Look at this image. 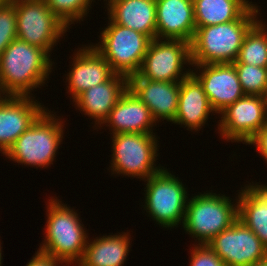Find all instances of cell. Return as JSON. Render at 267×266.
<instances>
[{"mask_svg":"<svg viewBox=\"0 0 267 266\" xmlns=\"http://www.w3.org/2000/svg\"><path fill=\"white\" fill-rule=\"evenodd\" d=\"M127 89L128 77L115 74L110 80L85 90L73 101L101 126Z\"/></svg>","mask_w":267,"mask_h":266,"instance_id":"obj_18","label":"cell"},{"mask_svg":"<svg viewBox=\"0 0 267 266\" xmlns=\"http://www.w3.org/2000/svg\"><path fill=\"white\" fill-rule=\"evenodd\" d=\"M72 65L66 78L68 92L73 100L85 90L110 80L116 74L94 45L80 49L75 54Z\"/></svg>","mask_w":267,"mask_h":266,"instance_id":"obj_17","label":"cell"},{"mask_svg":"<svg viewBox=\"0 0 267 266\" xmlns=\"http://www.w3.org/2000/svg\"><path fill=\"white\" fill-rule=\"evenodd\" d=\"M51 11L69 28L87 14L93 0H44ZM91 2V3H90ZM71 23V24H70Z\"/></svg>","mask_w":267,"mask_h":266,"instance_id":"obj_27","label":"cell"},{"mask_svg":"<svg viewBox=\"0 0 267 266\" xmlns=\"http://www.w3.org/2000/svg\"><path fill=\"white\" fill-rule=\"evenodd\" d=\"M129 234L109 235L86 243L78 266H123L129 252Z\"/></svg>","mask_w":267,"mask_h":266,"instance_id":"obj_23","label":"cell"},{"mask_svg":"<svg viewBox=\"0 0 267 266\" xmlns=\"http://www.w3.org/2000/svg\"><path fill=\"white\" fill-rule=\"evenodd\" d=\"M101 31V44L94 48L109 62L116 74L126 77L139 72L152 39L136 30L109 21Z\"/></svg>","mask_w":267,"mask_h":266,"instance_id":"obj_6","label":"cell"},{"mask_svg":"<svg viewBox=\"0 0 267 266\" xmlns=\"http://www.w3.org/2000/svg\"><path fill=\"white\" fill-rule=\"evenodd\" d=\"M12 0H0V7L10 3Z\"/></svg>","mask_w":267,"mask_h":266,"instance_id":"obj_33","label":"cell"},{"mask_svg":"<svg viewBox=\"0 0 267 266\" xmlns=\"http://www.w3.org/2000/svg\"><path fill=\"white\" fill-rule=\"evenodd\" d=\"M196 27L240 19L252 6L248 0H193Z\"/></svg>","mask_w":267,"mask_h":266,"instance_id":"obj_24","label":"cell"},{"mask_svg":"<svg viewBox=\"0 0 267 266\" xmlns=\"http://www.w3.org/2000/svg\"><path fill=\"white\" fill-rule=\"evenodd\" d=\"M1 94L4 95V93H3V91H2V89H1V87H0V102H1V101L4 99V97H5V96L2 97Z\"/></svg>","mask_w":267,"mask_h":266,"instance_id":"obj_34","label":"cell"},{"mask_svg":"<svg viewBox=\"0 0 267 266\" xmlns=\"http://www.w3.org/2000/svg\"><path fill=\"white\" fill-rule=\"evenodd\" d=\"M50 111H43L4 154L12 161L24 165L48 167L63 138L62 121Z\"/></svg>","mask_w":267,"mask_h":266,"instance_id":"obj_4","label":"cell"},{"mask_svg":"<svg viewBox=\"0 0 267 266\" xmlns=\"http://www.w3.org/2000/svg\"><path fill=\"white\" fill-rule=\"evenodd\" d=\"M236 199L238 219L249 227L267 248V188L247 185Z\"/></svg>","mask_w":267,"mask_h":266,"instance_id":"obj_22","label":"cell"},{"mask_svg":"<svg viewBox=\"0 0 267 266\" xmlns=\"http://www.w3.org/2000/svg\"><path fill=\"white\" fill-rule=\"evenodd\" d=\"M1 248H2V247H1V243H0V266H1V264H2V262H1V260H2V259H1V258H2V255H1V254H2V252H1Z\"/></svg>","mask_w":267,"mask_h":266,"instance_id":"obj_35","label":"cell"},{"mask_svg":"<svg viewBox=\"0 0 267 266\" xmlns=\"http://www.w3.org/2000/svg\"><path fill=\"white\" fill-rule=\"evenodd\" d=\"M186 61L192 65L189 42L156 38L150 42L136 75L152 81L180 82L192 73L191 69L182 72Z\"/></svg>","mask_w":267,"mask_h":266,"instance_id":"obj_10","label":"cell"},{"mask_svg":"<svg viewBox=\"0 0 267 266\" xmlns=\"http://www.w3.org/2000/svg\"><path fill=\"white\" fill-rule=\"evenodd\" d=\"M107 5L109 20L156 39L155 0H113Z\"/></svg>","mask_w":267,"mask_h":266,"instance_id":"obj_21","label":"cell"},{"mask_svg":"<svg viewBox=\"0 0 267 266\" xmlns=\"http://www.w3.org/2000/svg\"><path fill=\"white\" fill-rule=\"evenodd\" d=\"M151 133H118L112 137L111 169L115 173L147 179L160 172L155 167L157 140Z\"/></svg>","mask_w":267,"mask_h":266,"instance_id":"obj_9","label":"cell"},{"mask_svg":"<svg viewBox=\"0 0 267 266\" xmlns=\"http://www.w3.org/2000/svg\"><path fill=\"white\" fill-rule=\"evenodd\" d=\"M15 39H17L16 7L11 1L0 7V56Z\"/></svg>","mask_w":267,"mask_h":266,"instance_id":"obj_28","label":"cell"},{"mask_svg":"<svg viewBox=\"0 0 267 266\" xmlns=\"http://www.w3.org/2000/svg\"><path fill=\"white\" fill-rule=\"evenodd\" d=\"M247 144H255L257 146V151L261 153L260 155L265 158L267 162V122Z\"/></svg>","mask_w":267,"mask_h":266,"instance_id":"obj_30","label":"cell"},{"mask_svg":"<svg viewBox=\"0 0 267 266\" xmlns=\"http://www.w3.org/2000/svg\"><path fill=\"white\" fill-rule=\"evenodd\" d=\"M220 114L218 129L221 137L247 144L267 122L266 99L259 95H245Z\"/></svg>","mask_w":267,"mask_h":266,"instance_id":"obj_12","label":"cell"},{"mask_svg":"<svg viewBox=\"0 0 267 266\" xmlns=\"http://www.w3.org/2000/svg\"><path fill=\"white\" fill-rule=\"evenodd\" d=\"M155 1L156 38L190 43L196 30L193 0Z\"/></svg>","mask_w":267,"mask_h":266,"instance_id":"obj_16","label":"cell"},{"mask_svg":"<svg viewBox=\"0 0 267 266\" xmlns=\"http://www.w3.org/2000/svg\"><path fill=\"white\" fill-rule=\"evenodd\" d=\"M257 21L247 32L234 63L267 67V27Z\"/></svg>","mask_w":267,"mask_h":266,"instance_id":"obj_25","label":"cell"},{"mask_svg":"<svg viewBox=\"0 0 267 266\" xmlns=\"http://www.w3.org/2000/svg\"><path fill=\"white\" fill-rule=\"evenodd\" d=\"M191 250L190 266H227L207 244H197Z\"/></svg>","mask_w":267,"mask_h":266,"instance_id":"obj_29","label":"cell"},{"mask_svg":"<svg viewBox=\"0 0 267 266\" xmlns=\"http://www.w3.org/2000/svg\"><path fill=\"white\" fill-rule=\"evenodd\" d=\"M16 7L17 38L48 54L67 31L44 0H12Z\"/></svg>","mask_w":267,"mask_h":266,"instance_id":"obj_7","label":"cell"},{"mask_svg":"<svg viewBox=\"0 0 267 266\" xmlns=\"http://www.w3.org/2000/svg\"><path fill=\"white\" fill-rule=\"evenodd\" d=\"M207 245L227 266H252L267 258L263 242L239 219Z\"/></svg>","mask_w":267,"mask_h":266,"instance_id":"obj_11","label":"cell"},{"mask_svg":"<svg viewBox=\"0 0 267 266\" xmlns=\"http://www.w3.org/2000/svg\"><path fill=\"white\" fill-rule=\"evenodd\" d=\"M252 266H267V258L264 260H261L259 262H256L254 265Z\"/></svg>","mask_w":267,"mask_h":266,"instance_id":"obj_32","label":"cell"},{"mask_svg":"<svg viewBox=\"0 0 267 266\" xmlns=\"http://www.w3.org/2000/svg\"><path fill=\"white\" fill-rule=\"evenodd\" d=\"M238 74L240 85L245 95L267 94V67L253 66L244 63H233Z\"/></svg>","mask_w":267,"mask_h":266,"instance_id":"obj_26","label":"cell"},{"mask_svg":"<svg viewBox=\"0 0 267 266\" xmlns=\"http://www.w3.org/2000/svg\"><path fill=\"white\" fill-rule=\"evenodd\" d=\"M61 202L55 198L49 200L46 237L39 251L69 266L83 258L88 236L76 211Z\"/></svg>","mask_w":267,"mask_h":266,"instance_id":"obj_3","label":"cell"},{"mask_svg":"<svg viewBox=\"0 0 267 266\" xmlns=\"http://www.w3.org/2000/svg\"><path fill=\"white\" fill-rule=\"evenodd\" d=\"M265 99H266V110H267V94L265 95Z\"/></svg>","mask_w":267,"mask_h":266,"instance_id":"obj_36","label":"cell"},{"mask_svg":"<svg viewBox=\"0 0 267 266\" xmlns=\"http://www.w3.org/2000/svg\"><path fill=\"white\" fill-rule=\"evenodd\" d=\"M50 54L18 38L0 56V87L4 96H28L51 72ZM6 93V94H5Z\"/></svg>","mask_w":267,"mask_h":266,"instance_id":"obj_1","label":"cell"},{"mask_svg":"<svg viewBox=\"0 0 267 266\" xmlns=\"http://www.w3.org/2000/svg\"><path fill=\"white\" fill-rule=\"evenodd\" d=\"M251 6L238 20L196 27L190 42L192 64L234 63L244 37L258 21V6Z\"/></svg>","mask_w":267,"mask_h":266,"instance_id":"obj_2","label":"cell"},{"mask_svg":"<svg viewBox=\"0 0 267 266\" xmlns=\"http://www.w3.org/2000/svg\"><path fill=\"white\" fill-rule=\"evenodd\" d=\"M128 88L150 109L155 121L166 119L174 122L178 109L180 82L152 81L132 75L128 78Z\"/></svg>","mask_w":267,"mask_h":266,"instance_id":"obj_15","label":"cell"},{"mask_svg":"<svg viewBox=\"0 0 267 266\" xmlns=\"http://www.w3.org/2000/svg\"><path fill=\"white\" fill-rule=\"evenodd\" d=\"M211 112L214 109L199 80L192 73L181 80L178 109L173 123L197 131L208 120Z\"/></svg>","mask_w":267,"mask_h":266,"instance_id":"obj_20","label":"cell"},{"mask_svg":"<svg viewBox=\"0 0 267 266\" xmlns=\"http://www.w3.org/2000/svg\"><path fill=\"white\" fill-rule=\"evenodd\" d=\"M145 181L146 212H149L157 224L166 228L176 227L181 221L183 223L188 196L180 179L163 168Z\"/></svg>","mask_w":267,"mask_h":266,"instance_id":"obj_8","label":"cell"},{"mask_svg":"<svg viewBox=\"0 0 267 266\" xmlns=\"http://www.w3.org/2000/svg\"><path fill=\"white\" fill-rule=\"evenodd\" d=\"M229 198L209 192L189 199L182 224L185 231L207 244L228 229L238 219V204L234 207Z\"/></svg>","mask_w":267,"mask_h":266,"instance_id":"obj_5","label":"cell"},{"mask_svg":"<svg viewBox=\"0 0 267 266\" xmlns=\"http://www.w3.org/2000/svg\"><path fill=\"white\" fill-rule=\"evenodd\" d=\"M36 255L32 257L26 266H58V264L65 263L55 257L47 255L41 251H37Z\"/></svg>","mask_w":267,"mask_h":266,"instance_id":"obj_31","label":"cell"},{"mask_svg":"<svg viewBox=\"0 0 267 266\" xmlns=\"http://www.w3.org/2000/svg\"><path fill=\"white\" fill-rule=\"evenodd\" d=\"M111 127L113 134L151 133L156 124L150 109L128 88L112 108L104 124ZM152 131V132H151Z\"/></svg>","mask_w":267,"mask_h":266,"instance_id":"obj_19","label":"cell"},{"mask_svg":"<svg viewBox=\"0 0 267 266\" xmlns=\"http://www.w3.org/2000/svg\"><path fill=\"white\" fill-rule=\"evenodd\" d=\"M200 67L201 74H192L202 84L215 113H221L229 105L245 96L233 63L192 64Z\"/></svg>","mask_w":267,"mask_h":266,"instance_id":"obj_13","label":"cell"},{"mask_svg":"<svg viewBox=\"0 0 267 266\" xmlns=\"http://www.w3.org/2000/svg\"><path fill=\"white\" fill-rule=\"evenodd\" d=\"M5 96L0 102V151L5 154L17 138L46 110L34 98Z\"/></svg>","mask_w":267,"mask_h":266,"instance_id":"obj_14","label":"cell"}]
</instances>
